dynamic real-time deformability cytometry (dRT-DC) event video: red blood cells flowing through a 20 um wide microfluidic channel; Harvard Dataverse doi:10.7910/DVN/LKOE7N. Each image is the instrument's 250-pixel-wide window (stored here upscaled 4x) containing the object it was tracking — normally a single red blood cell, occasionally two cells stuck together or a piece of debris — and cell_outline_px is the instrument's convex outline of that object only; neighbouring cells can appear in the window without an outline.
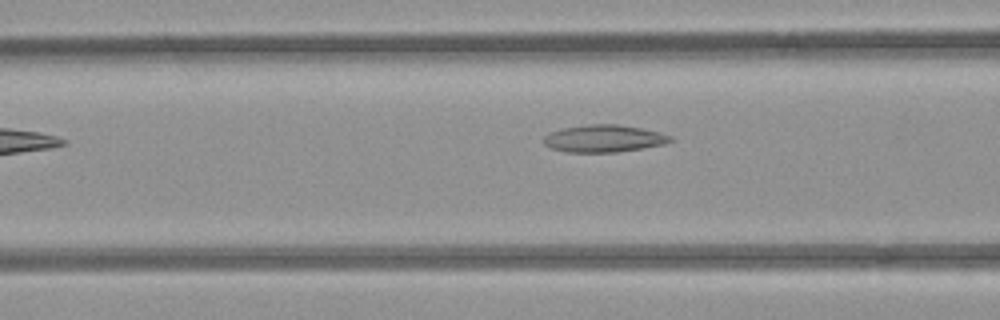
{"species": "common noctule bat (a hibernating species)", "species_latin": "Nyctalus noctula", "temperature_condition": "room temperature", "stored_images_in_passage": 28, "camera_frame_rate_fps": 3000, "um_per_image_px": 0.085, "animal": {"sex": "female", "body_mass_g": 21.9}, "frame": {"image": 1, "passage_image": 6, "time_ms": 1.667, "image_size_px": [1000, 320], "cell_outline_px": [[672, 140], [664, 144], [616, 152], [568, 152], [552, 148], [544, 144], [544, 136], [548, 132], [560, 128], [588, 124], [616, 124], [640, 128], [660, 132], [672, 136]], "centroid_in_image_um": [51.29, 11.76], "position_along_channel_um": 115.3, "area_um2": 20.06}}
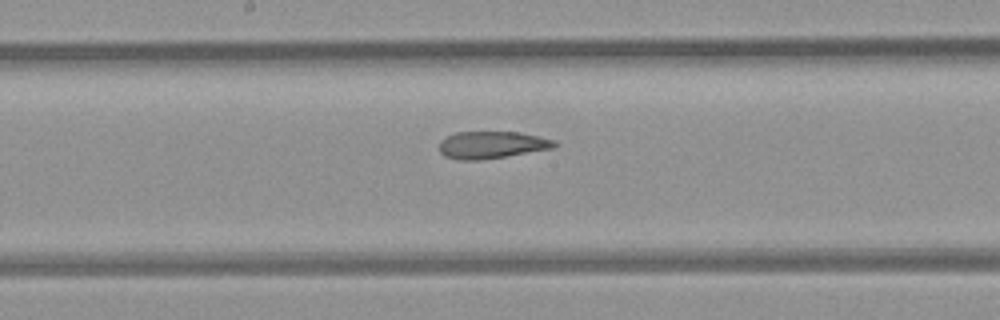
{"frame": {"image": 2, "passage_image": 13, "time_ms": 4.0, "image_size_px": [1000, 320], "cell_outline_px": [[556, 144], [552, 148], [480, 160], [460, 160], [444, 156], [440, 152], [440, 140], [456, 132], [520, 132], [556, 140]], "centroid_in_image_um": [41.77, 12.31], "position_along_channel_um": 206.4, "area_um2": 18.03}}
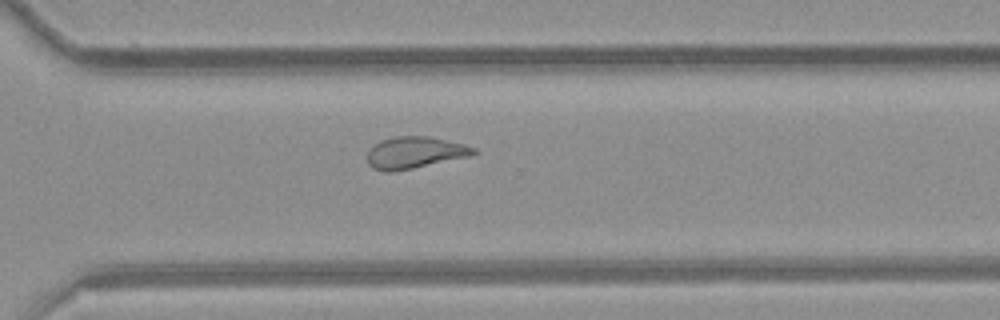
{"frame": {"image": 3, "passage_image": 23, "time_ms": 7.333, "image_size_px": [1000, 320], "cell_outline_px": [[476, 152], [472, 156], [392, 172], [384, 172], [372, 168], [368, 164], [368, 148], [380, 140], [396, 136], [428, 136], [464, 144], [476, 148]], "centroid_in_image_um": [35.23, 12.97], "position_along_channel_um": 335.4, "area_um2": 19.77}}